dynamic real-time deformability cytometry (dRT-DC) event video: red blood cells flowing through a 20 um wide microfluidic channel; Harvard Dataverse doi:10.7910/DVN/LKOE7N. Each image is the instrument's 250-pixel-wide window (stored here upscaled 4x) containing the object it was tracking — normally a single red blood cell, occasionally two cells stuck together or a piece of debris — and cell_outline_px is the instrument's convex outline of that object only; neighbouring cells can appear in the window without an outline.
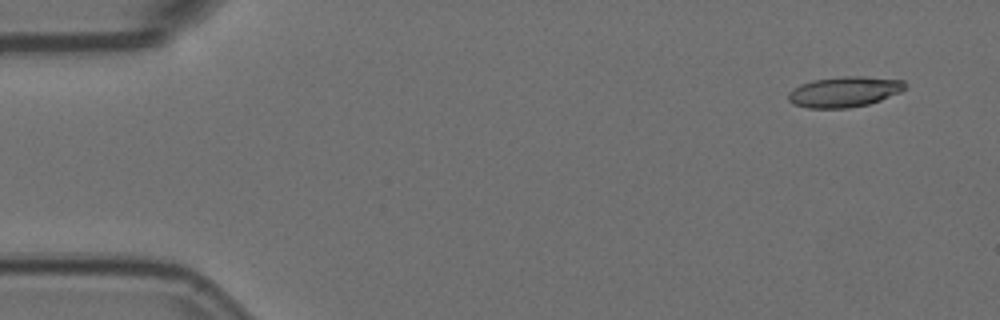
{"species": "Egyptian fruit bat (a non-hibernating species)", "species_latin": "Rousettus aegyptiacus", "temperature_condition": "room temperature", "stored_images_in_passage": 10, "camera_frame_rate_fps": 3000, "um_per_image_px": 0.085, "animal": {"sex": "female"}, "frame": {"image": 1, "passage_image": 1, "time_ms": 0.0, "image_size_px": [1000, 320], "cell_outline_px": [[908, 88], [900, 92], [880, 100], [868, 104], [848, 108], [808, 108], [792, 104], [788, 100], [788, 92], [792, 88], [800, 84], [812, 80], [844, 76], [860, 76], [904, 80], [908, 84]], "centroid_in_image_um": [71.76, 7.8], "position_along_channel_um": 13.2, "area_um2": 20.98}}
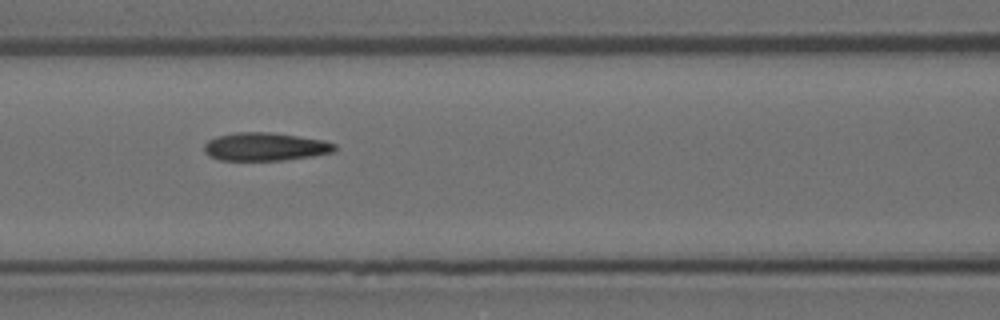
{"frame": {"image": 2, "passage_image": 6, "time_ms": 1.667, "image_size_px": [1000, 320], "cell_outline_px": [[336, 148], [332, 152], [312, 156], [284, 160], [220, 160], [208, 156], [204, 152], [204, 144], [208, 140], [216, 136], [236, 132], [268, 132], [324, 140], [336, 144]], "centroid_in_image_um": [22.5, 12.47], "position_along_channel_um": 144.1, "area_um2": 21.39}}
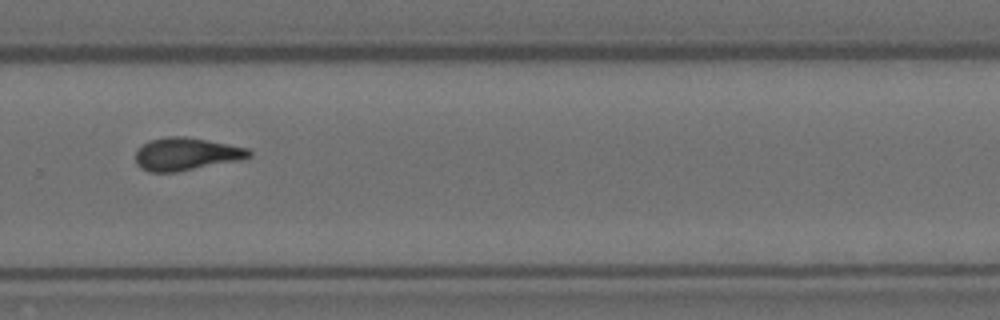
{"frame": {"image": 3, "passage_image": 10, "time_ms": 3.0, "image_size_px": [1000, 320], "cell_outline_px": [[252, 156], [244, 160], [176, 172], [148, 172], [140, 168], [136, 164], [136, 148], [140, 144], [148, 140], [168, 136], [184, 136], [228, 144], [248, 148], [252, 152]], "centroid_in_image_um": [15.81, 13.1], "position_along_channel_um": 314.0, "area_um2": 22.08}}